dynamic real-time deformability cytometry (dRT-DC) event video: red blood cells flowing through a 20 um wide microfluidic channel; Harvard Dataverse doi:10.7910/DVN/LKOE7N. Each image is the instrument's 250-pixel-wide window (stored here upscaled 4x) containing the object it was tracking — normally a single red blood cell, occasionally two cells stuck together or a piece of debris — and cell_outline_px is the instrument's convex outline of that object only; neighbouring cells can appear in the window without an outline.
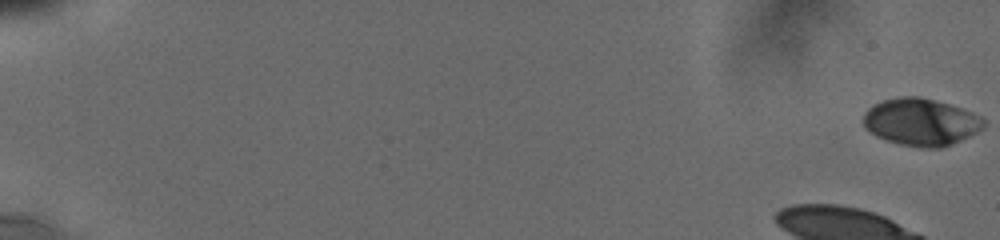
{"species": "human", "species_latin": "Homo sapiens", "temperature_condition": "cold", "stored_images_in_passage": 43, "camera_frame_rate_fps": 3000, "um_per_image_px": 0.085, "donor": {"sex": "male"}, "frame": {"image": 1, "passage_image": 1, "time_ms": 0.0, "image_size_px": [1000, 240], "cell_outline_px": [[984, 128], [952, 144], [940, 148], [924, 148], [900, 144], [876, 136], [864, 128], [864, 112], [872, 104], [884, 100], [900, 96], [920, 96], [948, 104], [972, 112], [980, 116], [984, 120]], "centroid_in_image_um": [78.25, 10.36], "position_along_channel_um": 6.7, "area_um2": 33.0}}